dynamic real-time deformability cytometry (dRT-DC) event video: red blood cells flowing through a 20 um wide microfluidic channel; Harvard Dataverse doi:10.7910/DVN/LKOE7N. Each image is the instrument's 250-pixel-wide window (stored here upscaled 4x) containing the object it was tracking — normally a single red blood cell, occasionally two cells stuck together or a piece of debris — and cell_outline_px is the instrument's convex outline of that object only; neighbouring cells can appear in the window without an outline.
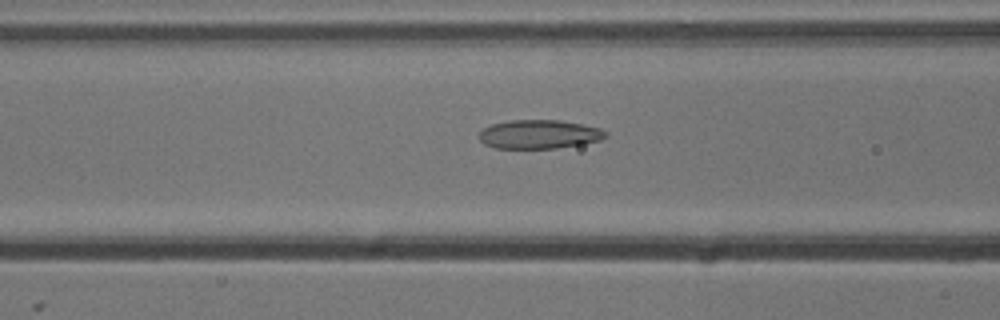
{"species": "common noctule bat (a hibernating species)", "species_latin": "Nyctalus noctula", "temperature_condition": "cold", "stored_images_in_passage": 54, "camera_frame_rate_fps": 3000, "um_per_image_px": 0.085, "animal": {"sex": "male", "body_mass_g": 13.3}, "frame": {"image": 1, "passage_image": 21, "time_ms": 6.667, "image_size_px": [1000, 320], "cell_outline_px": [[608, 136], [600, 140], [580, 144], [556, 148], [496, 148], [484, 144], [480, 140], [480, 132], [484, 128], [492, 124], [512, 120], [560, 120], [584, 124], [600, 128], [608, 132]], "centroid_in_image_um": [45.86, 11.41], "position_along_channel_um": 120.7, "area_um2": 21.21}}
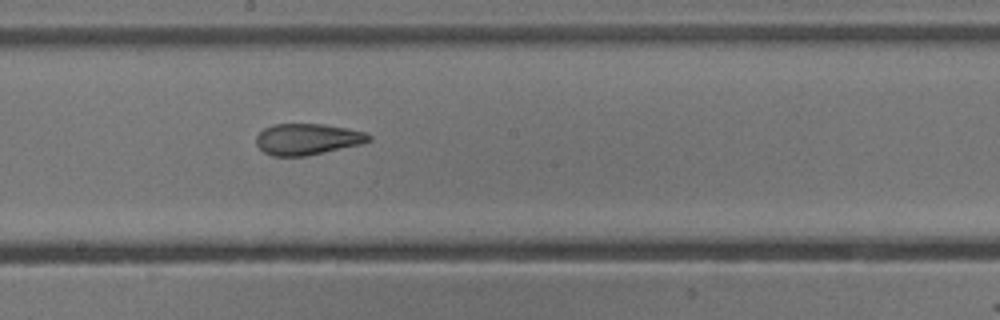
{"frame": {"image": 2, "passage_image": 29, "time_ms": 9.333, "image_size_px": [1000, 320], "cell_outline_px": [[372, 140], [360, 144], [308, 156], [272, 156], [264, 152], [256, 144], [256, 136], [264, 128], [272, 124], [324, 124], [364, 132], [372, 136]], "centroid_in_image_um": [26.11, 11.83], "position_along_channel_um": 222.1, "area_um2": 20.46}}
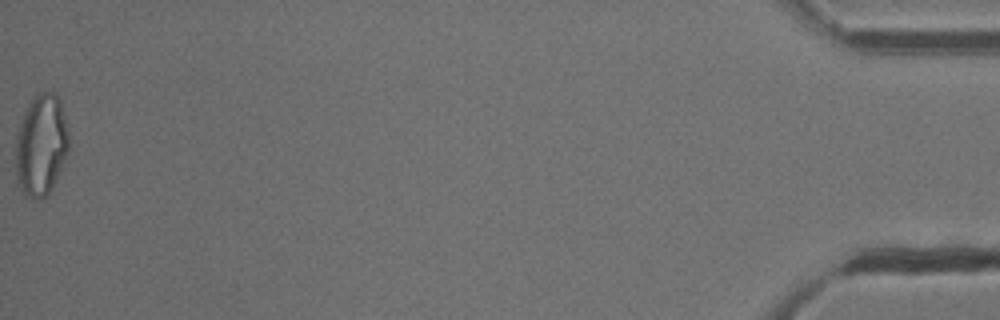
{"frame": {"image": 3, "passage_image": 54, "time_ms": 17.667, "image_size_px": [1000, 320], "cell_outline_px": [[68, 152], [52, 188], [40, 200], [32, 200], [24, 196], [16, 176], [16, 136], [24, 112], [32, 96], [36, 92], [52, 92], [60, 100], [68, 132]], "centroid_in_image_um": [3.48, 12.34], "position_along_channel_um": 431.7, "area_um2": 31.44}, "authors_computed_cell_mechanics": {"area_um2": 23.6691, "velocity_mm_per_s": 3.78, "shape_relaxation_time_tau1_ms": null, "shape_relaxation_time_tau2_ms": 2.4663, "deformation_change_tau1": null, "deformation_change_tau2": 0.095}}